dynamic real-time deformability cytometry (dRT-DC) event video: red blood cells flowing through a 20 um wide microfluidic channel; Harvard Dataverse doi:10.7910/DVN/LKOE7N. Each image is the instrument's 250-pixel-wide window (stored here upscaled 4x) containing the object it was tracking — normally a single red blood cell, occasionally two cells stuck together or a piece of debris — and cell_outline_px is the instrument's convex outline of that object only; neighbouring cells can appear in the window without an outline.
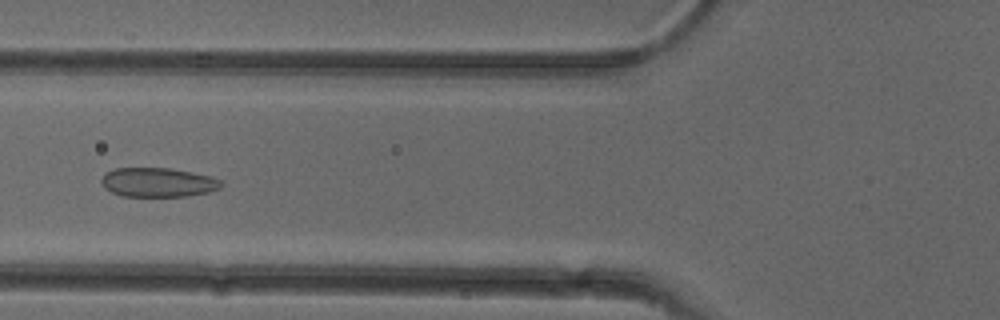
{"species": "common noctule bat (a hibernating species)", "species_latin": "Nyctalus noctula", "temperature_condition": "cold", "stored_images_in_passage": 53, "camera_frame_rate_fps": 3000, "um_per_image_px": 0.085, "animal": {"sex": "female"}, "frame": {"image": 1, "passage_image": 20, "time_ms": 6.333, "image_size_px": [1000, 320], "cell_outline_px": [[224, 184], [220, 188], [208, 192], [184, 196], [124, 196], [112, 192], [104, 188], [100, 180], [104, 172], [112, 168], [172, 168], [212, 176], [220, 180]], "centroid_in_image_um": [13.41, 15.48], "position_along_channel_um": 112.4, "area_um2": 20.58}}
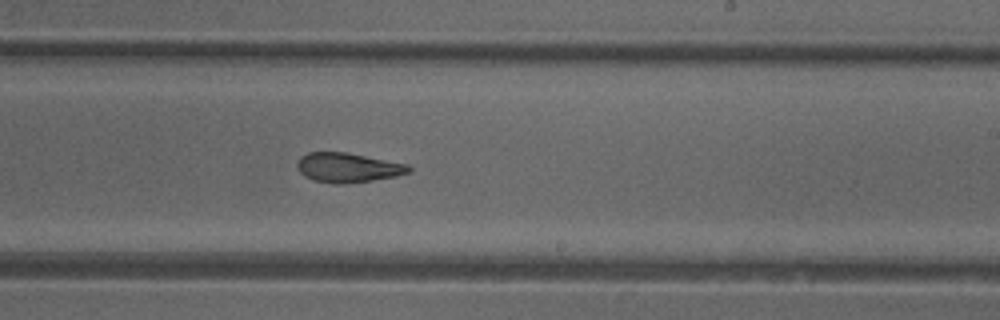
{"frame": {"image": 2, "passage_image": 32, "time_ms": 10.333, "image_size_px": [1000, 320], "cell_outline_px": [[412, 168], [408, 172], [396, 176], [372, 180], [344, 184], [336, 184], [312, 180], [304, 176], [296, 168], [296, 164], [300, 156], [308, 152], [348, 152], [408, 164]], "centroid_in_image_um": [29.53, 14.24], "position_along_channel_um": 259.5, "area_um2": 19.36}}
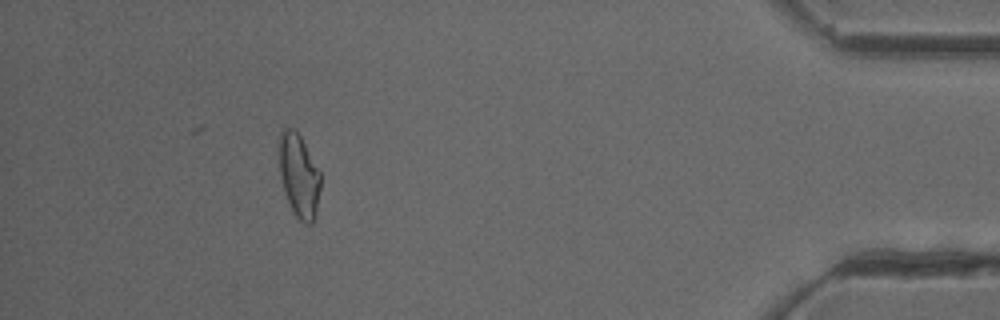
{"frame": {"image": 3, "passage_image": 48, "time_ms": 15.667, "image_size_px": [1000, 320], "cell_outline_px": [[320, 188], [316, 212], [312, 224], [304, 224], [292, 212], [284, 192], [280, 172], [276, 144], [280, 132], [284, 128], [296, 128], [320, 172]], "centroid_in_image_um": [25.37, 14.88], "position_along_channel_um": 409.8, "area_um2": 20.58}, "authors_computed_cell_mechanics": {"area_um2": 20.5768, "velocity_mm_per_s": 3.9359, "shape_relaxation_time_tau1_ms": null, "shape_relaxation_time_tau2_ms": 2.2575, "deformation_change_tau1": null, "deformation_change_tau2": 0.1023}}